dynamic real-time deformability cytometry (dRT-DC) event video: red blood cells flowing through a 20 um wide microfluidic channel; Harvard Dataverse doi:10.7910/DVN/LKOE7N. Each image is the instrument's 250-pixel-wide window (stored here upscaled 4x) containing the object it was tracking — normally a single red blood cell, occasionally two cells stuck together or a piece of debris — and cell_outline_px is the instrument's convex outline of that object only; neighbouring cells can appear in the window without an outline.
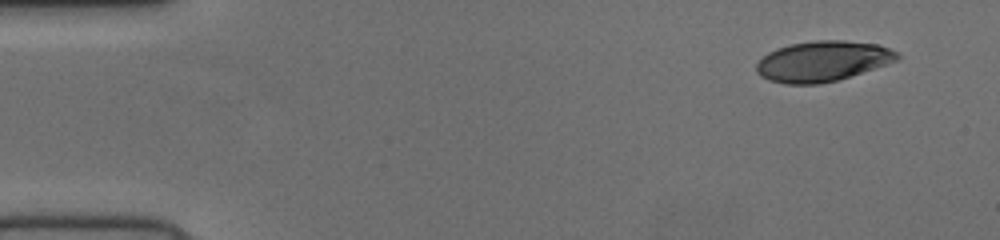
{"species": "human", "species_latin": "Homo sapiens", "temperature_condition": "cold", "stored_images_in_passage": 50, "camera_frame_rate_fps": 3000, "um_per_image_px": 0.085, "donor": {"sex": "female"}, "frame": {"image": 1, "passage_image": 1, "time_ms": 0.0, "image_size_px": [1000, 240], "cell_outline_px": [[900, 56], [896, 60], [836, 80], [816, 84], [784, 84], [768, 80], [760, 76], [756, 72], [756, 64], [768, 52], [776, 48], [788, 44], [812, 40], [844, 40], [876, 44], [900, 52]], "centroid_in_image_um": [69.86, 5.19], "position_along_channel_um": 15.1, "area_um2": 32.95}}
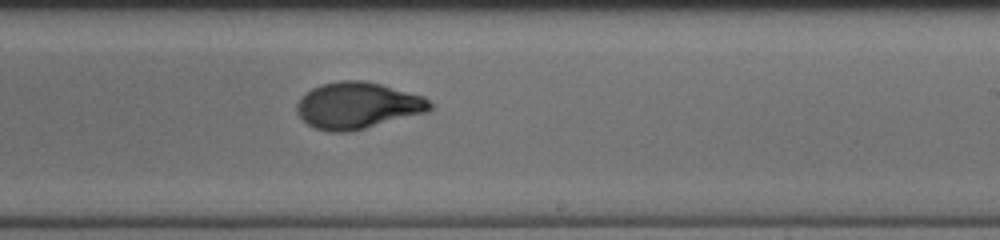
{"frame": {"image": 2, "passage_image": 29, "time_ms": 9.333, "image_size_px": [1000, 240], "cell_outline_px": [[432, 108], [424, 112], [364, 128], [348, 132], [328, 132], [316, 128], [308, 124], [296, 112], [296, 104], [300, 96], [312, 88], [320, 84], [340, 80], [364, 80], [380, 84], [424, 96], [432, 104]], "centroid_in_image_um": [30.34, 8.95], "position_along_channel_um": 258.7, "area_um2": 35.84}}
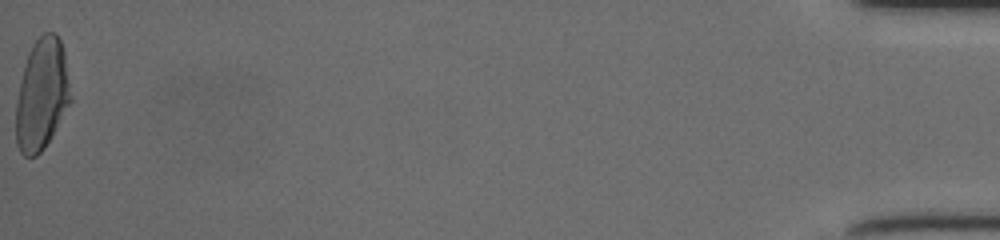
{"frame": {"image": 3, "passage_image": 50, "time_ms": 16.333, "image_size_px": [1000, 240], "cell_outline_px": [[72, 100], [44, 148], [36, 156], [24, 156], [20, 152], [16, 144], [16, 104], [20, 84], [28, 52], [32, 44], [44, 32], [56, 32], [60, 40], [64, 52], [72, 96]], "centroid_in_image_um": [3.56, 8.02], "position_along_channel_um": 431.6, "area_um2": 35.37}}